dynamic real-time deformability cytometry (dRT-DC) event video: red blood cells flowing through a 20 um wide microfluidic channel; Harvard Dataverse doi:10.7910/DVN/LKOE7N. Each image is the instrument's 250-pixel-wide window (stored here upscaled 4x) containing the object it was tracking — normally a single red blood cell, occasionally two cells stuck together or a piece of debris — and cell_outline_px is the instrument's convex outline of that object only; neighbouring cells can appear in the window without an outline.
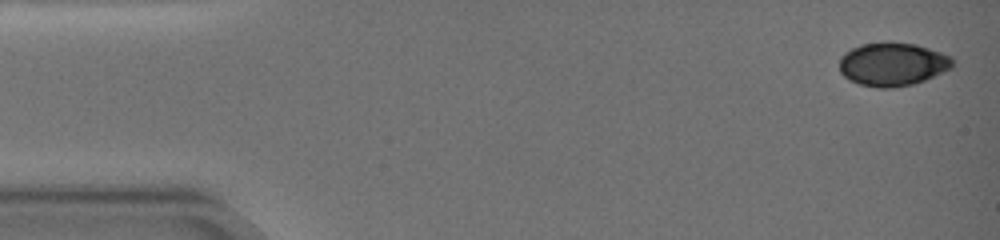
{"species": "common noctule bat (a hibernating species)", "species_latin": "Nyctalus noctula", "temperature_condition": "warm", "stored_images_in_passage": 28, "camera_frame_rate_fps": 3000, "um_per_image_px": 0.085, "animal": {"sex": "female", "body_mass_g": 19.0, "forearm_length_mm": 51.5}, "frame": {"image": 1, "passage_image": 1, "time_ms": 0.0, "image_size_px": [1000, 240], "cell_outline_px": [[952, 68], [924, 80], [912, 84], [892, 88], [876, 88], [860, 84], [848, 80], [840, 72], [840, 56], [844, 52], [860, 44], [888, 40], [916, 44], [952, 56]], "centroid_in_image_um": [75.83, 5.44], "position_along_channel_um": 9.2, "area_um2": 29.02}}
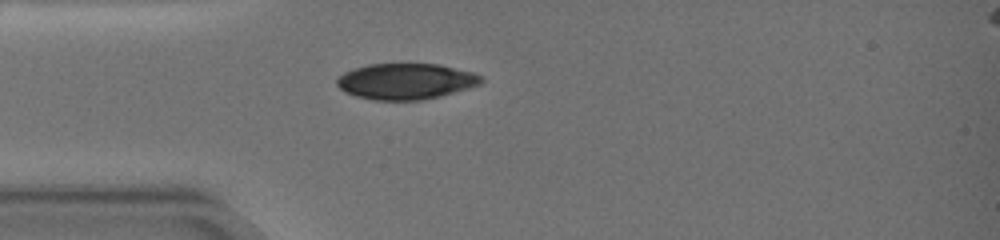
{"frame": {"image": 2, "passage_image": 13, "time_ms": 5.0, "image_size_px": [1000, 240], "cell_outline_px": [[484, 80], [480, 84], [468, 88], [440, 96], [420, 100], [372, 100], [356, 96], [344, 92], [336, 84], [336, 76], [352, 68], [368, 64], [436, 64], [472, 72], [484, 76]], "centroid_in_image_um": [34.45, 6.91], "position_along_channel_um": 50.5, "area_um2": 30.35}}
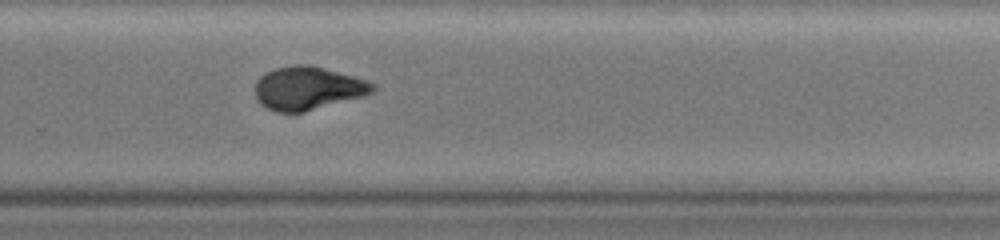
{"frame": {"image": 3, "passage_image": 28, "time_ms": 13.0, "image_size_px": [1000, 240], "cell_outline_px": [[376, 88], [372, 92], [364, 96], [304, 112], [276, 112], [260, 104], [256, 100], [256, 80], [260, 76], [276, 68], [292, 64], [308, 64], [324, 68], [368, 80], [376, 84]], "centroid_in_image_um": [26.18, 7.5], "position_along_channel_um": 303.6, "area_um2": 29.71}}